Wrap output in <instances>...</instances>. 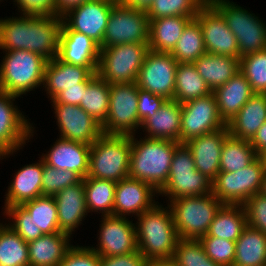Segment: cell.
<instances>
[{"label":"cell","instance_id":"obj_1","mask_svg":"<svg viewBox=\"0 0 266 266\" xmlns=\"http://www.w3.org/2000/svg\"><path fill=\"white\" fill-rule=\"evenodd\" d=\"M19 16L0 19V50H27L47 60L57 57L62 17Z\"/></svg>","mask_w":266,"mask_h":266},{"label":"cell","instance_id":"obj_2","mask_svg":"<svg viewBox=\"0 0 266 266\" xmlns=\"http://www.w3.org/2000/svg\"><path fill=\"white\" fill-rule=\"evenodd\" d=\"M136 219L138 220L135 223L138 251L147 261L171 259L180 239L171 208L169 206L164 208L156 203Z\"/></svg>","mask_w":266,"mask_h":266},{"label":"cell","instance_id":"obj_3","mask_svg":"<svg viewBox=\"0 0 266 266\" xmlns=\"http://www.w3.org/2000/svg\"><path fill=\"white\" fill-rule=\"evenodd\" d=\"M177 141L131 136L129 177L151 184L159 191L167 182Z\"/></svg>","mask_w":266,"mask_h":266},{"label":"cell","instance_id":"obj_4","mask_svg":"<svg viewBox=\"0 0 266 266\" xmlns=\"http://www.w3.org/2000/svg\"><path fill=\"white\" fill-rule=\"evenodd\" d=\"M0 64V89L10 95L23 94L43 85L47 59L27 50L3 51Z\"/></svg>","mask_w":266,"mask_h":266},{"label":"cell","instance_id":"obj_5","mask_svg":"<svg viewBox=\"0 0 266 266\" xmlns=\"http://www.w3.org/2000/svg\"><path fill=\"white\" fill-rule=\"evenodd\" d=\"M131 136L102 134L91 146L87 176L119 182L129 177Z\"/></svg>","mask_w":266,"mask_h":266},{"label":"cell","instance_id":"obj_6","mask_svg":"<svg viewBox=\"0 0 266 266\" xmlns=\"http://www.w3.org/2000/svg\"><path fill=\"white\" fill-rule=\"evenodd\" d=\"M223 204L209 193L205 196H184L170 200L174 225L180 239L199 240L209 230L211 222Z\"/></svg>","mask_w":266,"mask_h":266},{"label":"cell","instance_id":"obj_7","mask_svg":"<svg viewBox=\"0 0 266 266\" xmlns=\"http://www.w3.org/2000/svg\"><path fill=\"white\" fill-rule=\"evenodd\" d=\"M158 193L168 197L167 201L212 193V180L196 170L191 150L185 143L176 146L167 182Z\"/></svg>","mask_w":266,"mask_h":266},{"label":"cell","instance_id":"obj_8","mask_svg":"<svg viewBox=\"0 0 266 266\" xmlns=\"http://www.w3.org/2000/svg\"><path fill=\"white\" fill-rule=\"evenodd\" d=\"M237 38L240 58L266 49V24L254 13L230 0H208Z\"/></svg>","mask_w":266,"mask_h":266},{"label":"cell","instance_id":"obj_9","mask_svg":"<svg viewBox=\"0 0 266 266\" xmlns=\"http://www.w3.org/2000/svg\"><path fill=\"white\" fill-rule=\"evenodd\" d=\"M148 51V43L101 48L97 74L109 84L136 82Z\"/></svg>","mask_w":266,"mask_h":266},{"label":"cell","instance_id":"obj_10","mask_svg":"<svg viewBox=\"0 0 266 266\" xmlns=\"http://www.w3.org/2000/svg\"><path fill=\"white\" fill-rule=\"evenodd\" d=\"M266 167L258 156L247 167L235 172H219L212 181V193L222 203L243 205L261 189Z\"/></svg>","mask_w":266,"mask_h":266},{"label":"cell","instance_id":"obj_11","mask_svg":"<svg viewBox=\"0 0 266 266\" xmlns=\"http://www.w3.org/2000/svg\"><path fill=\"white\" fill-rule=\"evenodd\" d=\"M138 90L136 82L110 84L109 110L101 125L104 134L136 135L135 131L141 128L137 112Z\"/></svg>","mask_w":266,"mask_h":266},{"label":"cell","instance_id":"obj_12","mask_svg":"<svg viewBox=\"0 0 266 266\" xmlns=\"http://www.w3.org/2000/svg\"><path fill=\"white\" fill-rule=\"evenodd\" d=\"M149 18L146 10L131 8L119 0L113 5L99 48L124 43H148Z\"/></svg>","mask_w":266,"mask_h":266},{"label":"cell","instance_id":"obj_13","mask_svg":"<svg viewBox=\"0 0 266 266\" xmlns=\"http://www.w3.org/2000/svg\"><path fill=\"white\" fill-rule=\"evenodd\" d=\"M225 127L213 93L182 104L180 143Z\"/></svg>","mask_w":266,"mask_h":266},{"label":"cell","instance_id":"obj_14","mask_svg":"<svg viewBox=\"0 0 266 266\" xmlns=\"http://www.w3.org/2000/svg\"><path fill=\"white\" fill-rule=\"evenodd\" d=\"M177 65L178 62L170 53L149 50L138 74V88L172 100Z\"/></svg>","mask_w":266,"mask_h":266},{"label":"cell","instance_id":"obj_15","mask_svg":"<svg viewBox=\"0 0 266 266\" xmlns=\"http://www.w3.org/2000/svg\"><path fill=\"white\" fill-rule=\"evenodd\" d=\"M17 98L0 89V151L5 158L23 148L35 132L33 124L14 104Z\"/></svg>","mask_w":266,"mask_h":266},{"label":"cell","instance_id":"obj_16","mask_svg":"<svg viewBox=\"0 0 266 266\" xmlns=\"http://www.w3.org/2000/svg\"><path fill=\"white\" fill-rule=\"evenodd\" d=\"M118 0H89L68 10L61 17L70 29L90 37L99 46L106 31L113 5Z\"/></svg>","mask_w":266,"mask_h":266},{"label":"cell","instance_id":"obj_17","mask_svg":"<svg viewBox=\"0 0 266 266\" xmlns=\"http://www.w3.org/2000/svg\"><path fill=\"white\" fill-rule=\"evenodd\" d=\"M195 19L201 26L206 52L240 59L237 38L209 1L199 9Z\"/></svg>","mask_w":266,"mask_h":266},{"label":"cell","instance_id":"obj_18","mask_svg":"<svg viewBox=\"0 0 266 266\" xmlns=\"http://www.w3.org/2000/svg\"><path fill=\"white\" fill-rule=\"evenodd\" d=\"M98 247L91 248L100 256H117L138 250L135 223L129 218L101 216Z\"/></svg>","mask_w":266,"mask_h":266},{"label":"cell","instance_id":"obj_19","mask_svg":"<svg viewBox=\"0 0 266 266\" xmlns=\"http://www.w3.org/2000/svg\"><path fill=\"white\" fill-rule=\"evenodd\" d=\"M60 137L92 145L102 134L101 124L80 106L52 103Z\"/></svg>","mask_w":266,"mask_h":266},{"label":"cell","instance_id":"obj_20","mask_svg":"<svg viewBox=\"0 0 266 266\" xmlns=\"http://www.w3.org/2000/svg\"><path fill=\"white\" fill-rule=\"evenodd\" d=\"M158 194L147 182L131 177L124 178L116 184L113 215L127 217L136 214L137 217L158 203L153 198Z\"/></svg>","mask_w":266,"mask_h":266},{"label":"cell","instance_id":"obj_21","mask_svg":"<svg viewBox=\"0 0 266 266\" xmlns=\"http://www.w3.org/2000/svg\"><path fill=\"white\" fill-rule=\"evenodd\" d=\"M100 48L85 34L70 30L62 23L57 58L64 63L98 67Z\"/></svg>","mask_w":266,"mask_h":266},{"label":"cell","instance_id":"obj_22","mask_svg":"<svg viewBox=\"0 0 266 266\" xmlns=\"http://www.w3.org/2000/svg\"><path fill=\"white\" fill-rule=\"evenodd\" d=\"M228 135V128L225 127L195 137L185 143L191 150L196 170L212 181L220 172L221 150Z\"/></svg>","mask_w":266,"mask_h":266},{"label":"cell","instance_id":"obj_23","mask_svg":"<svg viewBox=\"0 0 266 266\" xmlns=\"http://www.w3.org/2000/svg\"><path fill=\"white\" fill-rule=\"evenodd\" d=\"M46 154L41 158L50 167L71 170L82 179L89 171L90 145L70 141L59 137Z\"/></svg>","mask_w":266,"mask_h":266},{"label":"cell","instance_id":"obj_24","mask_svg":"<svg viewBox=\"0 0 266 266\" xmlns=\"http://www.w3.org/2000/svg\"><path fill=\"white\" fill-rule=\"evenodd\" d=\"M97 69L98 67L71 65L55 57L47 61L42 86L47 91L48 98L53 100L66 88L80 87V83L86 81L93 73H97Z\"/></svg>","mask_w":266,"mask_h":266},{"label":"cell","instance_id":"obj_25","mask_svg":"<svg viewBox=\"0 0 266 266\" xmlns=\"http://www.w3.org/2000/svg\"><path fill=\"white\" fill-rule=\"evenodd\" d=\"M58 213V223L61 232L72 235V232L82 224L88 215L85 186L82 179L75 185L60 190L55 196Z\"/></svg>","mask_w":266,"mask_h":266},{"label":"cell","instance_id":"obj_26","mask_svg":"<svg viewBox=\"0 0 266 266\" xmlns=\"http://www.w3.org/2000/svg\"><path fill=\"white\" fill-rule=\"evenodd\" d=\"M38 162L27 164L15 172L5 195L4 209L42 196L44 160L40 158Z\"/></svg>","mask_w":266,"mask_h":266},{"label":"cell","instance_id":"obj_27","mask_svg":"<svg viewBox=\"0 0 266 266\" xmlns=\"http://www.w3.org/2000/svg\"><path fill=\"white\" fill-rule=\"evenodd\" d=\"M266 122V94L254 93L238 113L227 123L229 135L251 141Z\"/></svg>","mask_w":266,"mask_h":266},{"label":"cell","instance_id":"obj_28","mask_svg":"<svg viewBox=\"0 0 266 266\" xmlns=\"http://www.w3.org/2000/svg\"><path fill=\"white\" fill-rule=\"evenodd\" d=\"M71 235L64 232L43 234L28 244L30 266H59L68 250Z\"/></svg>","mask_w":266,"mask_h":266},{"label":"cell","instance_id":"obj_29","mask_svg":"<svg viewBox=\"0 0 266 266\" xmlns=\"http://www.w3.org/2000/svg\"><path fill=\"white\" fill-rule=\"evenodd\" d=\"M181 112V103L174 99L166 100L161 108L141 125L143 132L147 133L144 137L180 143Z\"/></svg>","mask_w":266,"mask_h":266},{"label":"cell","instance_id":"obj_30","mask_svg":"<svg viewBox=\"0 0 266 266\" xmlns=\"http://www.w3.org/2000/svg\"><path fill=\"white\" fill-rule=\"evenodd\" d=\"M222 120L227 124L254 94L246 77L238 71L213 92Z\"/></svg>","mask_w":266,"mask_h":266},{"label":"cell","instance_id":"obj_31","mask_svg":"<svg viewBox=\"0 0 266 266\" xmlns=\"http://www.w3.org/2000/svg\"><path fill=\"white\" fill-rule=\"evenodd\" d=\"M193 64L212 92L227 83L240 70L239 58L208 52Z\"/></svg>","mask_w":266,"mask_h":266},{"label":"cell","instance_id":"obj_32","mask_svg":"<svg viewBox=\"0 0 266 266\" xmlns=\"http://www.w3.org/2000/svg\"><path fill=\"white\" fill-rule=\"evenodd\" d=\"M194 17L171 16L149 20V50L170 53Z\"/></svg>","mask_w":266,"mask_h":266},{"label":"cell","instance_id":"obj_33","mask_svg":"<svg viewBox=\"0 0 266 266\" xmlns=\"http://www.w3.org/2000/svg\"><path fill=\"white\" fill-rule=\"evenodd\" d=\"M233 266H266V234L247 224L235 241Z\"/></svg>","mask_w":266,"mask_h":266},{"label":"cell","instance_id":"obj_34","mask_svg":"<svg viewBox=\"0 0 266 266\" xmlns=\"http://www.w3.org/2000/svg\"><path fill=\"white\" fill-rule=\"evenodd\" d=\"M246 225V212L243 205L223 204L211 222L205 236L236 241Z\"/></svg>","mask_w":266,"mask_h":266},{"label":"cell","instance_id":"obj_35","mask_svg":"<svg viewBox=\"0 0 266 266\" xmlns=\"http://www.w3.org/2000/svg\"><path fill=\"white\" fill-rule=\"evenodd\" d=\"M205 80L193 63H178L173 99L181 104L211 94Z\"/></svg>","mask_w":266,"mask_h":266},{"label":"cell","instance_id":"obj_36","mask_svg":"<svg viewBox=\"0 0 266 266\" xmlns=\"http://www.w3.org/2000/svg\"><path fill=\"white\" fill-rule=\"evenodd\" d=\"M85 200L87 211L113 215L115 188L117 182L105 179L85 177Z\"/></svg>","mask_w":266,"mask_h":266},{"label":"cell","instance_id":"obj_37","mask_svg":"<svg viewBox=\"0 0 266 266\" xmlns=\"http://www.w3.org/2000/svg\"><path fill=\"white\" fill-rule=\"evenodd\" d=\"M110 84L96 74L86 85L80 107L101 125L109 110Z\"/></svg>","mask_w":266,"mask_h":266},{"label":"cell","instance_id":"obj_38","mask_svg":"<svg viewBox=\"0 0 266 266\" xmlns=\"http://www.w3.org/2000/svg\"><path fill=\"white\" fill-rule=\"evenodd\" d=\"M258 155L250 141L228 135L220 158V172H235L250 165Z\"/></svg>","mask_w":266,"mask_h":266},{"label":"cell","instance_id":"obj_39","mask_svg":"<svg viewBox=\"0 0 266 266\" xmlns=\"http://www.w3.org/2000/svg\"><path fill=\"white\" fill-rule=\"evenodd\" d=\"M206 53L201 26L194 18L186 25L170 54L178 63L188 64Z\"/></svg>","mask_w":266,"mask_h":266},{"label":"cell","instance_id":"obj_40","mask_svg":"<svg viewBox=\"0 0 266 266\" xmlns=\"http://www.w3.org/2000/svg\"><path fill=\"white\" fill-rule=\"evenodd\" d=\"M0 266H30L28 244L6 223L0 226Z\"/></svg>","mask_w":266,"mask_h":266},{"label":"cell","instance_id":"obj_41","mask_svg":"<svg viewBox=\"0 0 266 266\" xmlns=\"http://www.w3.org/2000/svg\"><path fill=\"white\" fill-rule=\"evenodd\" d=\"M33 217L37 228L43 234L61 232L58 223L57 206L54 196H40L21 204Z\"/></svg>","mask_w":266,"mask_h":266},{"label":"cell","instance_id":"obj_42","mask_svg":"<svg viewBox=\"0 0 266 266\" xmlns=\"http://www.w3.org/2000/svg\"><path fill=\"white\" fill-rule=\"evenodd\" d=\"M208 0H153L146 10L149 20L171 16L196 17Z\"/></svg>","mask_w":266,"mask_h":266},{"label":"cell","instance_id":"obj_43","mask_svg":"<svg viewBox=\"0 0 266 266\" xmlns=\"http://www.w3.org/2000/svg\"><path fill=\"white\" fill-rule=\"evenodd\" d=\"M171 259L176 266H219L195 239H179Z\"/></svg>","mask_w":266,"mask_h":266},{"label":"cell","instance_id":"obj_44","mask_svg":"<svg viewBox=\"0 0 266 266\" xmlns=\"http://www.w3.org/2000/svg\"><path fill=\"white\" fill-rule=\"evenodd\" d=\"M254 93L266 94V49L240 58L239 70Z\"/></svg>","mask_w":266,"mask_h":266},{"label":"cell","instance_id":"obj_45","mask_svg":"<svg viewBox=\"0 0 266 266\" xmlns=\"http://www.w3.org/2000/svg\"><path fill=\"white\" fill-rule=\"evenodd\" d=\"M12 223L9 225L26 243L40 238L43 233L37 228L33 217L22 205H13L4 209ZM12 218V219H11ZM14 220V221H13Z\"/></svg>","mask_w":266,"mask_h":266},{"label":"cell","instance_id":"obj_46","mask_svg":"<svg viewBox=\"0 0 266 266\" xmlns=\"http://www.w3.org/2000/svg\"><path fill=\"white\" fill-rule=\"evenodd\" d=\"M82 178L71 170L57 169L44 162L42 172V195L55 196L60 190L75 185Z\"/></svg>","mask_w":266,"mask_h":266},{"label":"cell","instance_id":"obj_47","mask_svg":"<svg viewBox=\"0 0 266 266\" xmlns=\"http://www.w3.org/2000/svg\"><path fill=\"white\" fill-rule=\"evenodd\" d=\"M199 241L205 253L219 266H233L235 259V241L215 236H203Z\"/></svg>","mask_w":266,"mask_h":266},{"label":"cell","instance_id":"obj_48","mask_svg":"<svg viewBox=\"0 0 266 266\" xmlns=\"http://www.w3.org/2000/svg\"><path fill=\"white\" fill-rule=\"evenodd\" d=\"M247 224L266 234V197L260 193L253 195L244 204Z\"/></svg>","mask_w":266,"mask_h":266},{"label":"cell","instance_id":"obj_49","mask_svg":"<svg viewBox=\"0 0 266 266\" xmlns=\"http://www.w3.org/2000/svg\"><path fill=\"white\" fill-rule=\"evenodd\" d=\"M59 266H100V255L90 246H72Z\"/></svg>","mask_w":266,"mask_h":266},{"label":"cell","instance_id":"obj_50","mask_svg":"<svg viewBox=\"0 0 266 266\" xmlns=\"http://www.w3.org/2000/svg\"><path fill=\"white\" fill-rule=\"evenodd\" d=\"M22 15L57 16L55 0H13Z\"/></svg>","mask_w":266,"mask_h":266},{"label":"cell","instance_id":"obj_51","mask_svg":"<svg viewBox=\"0 0 266 266\" xmlns=\"http://www.w3.org/2000/svg\"><path fill=\"white\" fill-rule=\"evenodd\" d=\"M166 99L159 95H154L151 92L138 90V117L141 125L149 118L152 117L164 104Z\"/></svg>","mask_w":266,"mask_h":266},{"label":"cell","instance_id":"obj_52","mask_svg":"<svg viewBox=\"0 0 266 266\" xmlns=\"http://www.w3.org/2000/svg\"><path fill=\"white\" fill-rule=\"evenodd\" d=\"M146 262L138 250L117 256H100V266H146Z\"/></svg>","mask_w":266,"mask_h":266},{"label":"cell","instance_id":"obj_53","mask_svg":"<svg viewBox=\"0 0 266 266\" xmlns=\"http://www.w3.org/2000/svg\"><path fill=\"white\" fill-rule=\"evenodd\" d=\"M93 73L86 81L80 83V87L66 88L60 92L51 103H65L70 105L79 106L82 100L83 92L86 89V85L96 75Z\"/></svg>","mask_w":266,"mask_h":266},{"label":"cell","instance_id":"obj_54","mask_svg":"<svg viewBox=\"0 0 266 266\" xmlns=\"http://www.w3.org/2000/svg\"><path fill=\"white\" fill-rule=\"evenodd\" d=\"M250 143L258 156L266 150V122L258 129Z\"/></svg>","mask_w":266,"mask_h":266},{"label":"cell","instance_id":"obj_55","mask_svg":"<svg viewBox=\"0 0 266 266\" xmlns=\"http://www.w3.org/2000/svg\"><path fill=\"white\" fill-rule=\"evenodd\" d=\"M89 0H55L57 16H62L68 10L80 5Z\"/></svg>","mask_w":266,"mask_h":266},{"label":"cell","instance_id":"obj_56","mask_svg":"<svg viewBox=\"0 0 266 266\" xmlns=\"http://www.w3.org/2000/svg\"><path fill=\"white\" fill-rule=\"evenodd\" d=\"M119 1L126 6L140 10H147L153 2V0H119Z\"/></svg>","mask_w":266,"mask_h":266},{"label":"cell","instance_id":"obj_57","mask_svg":"<svg viewBox=\"0 0 266 266\" xmlns=\"http://www.w3.org/2000/svg\"><path fill=\"white\" fill-rule=\"evenodd\" d=\"M146 266H176L172 259L148 260Z\"/></svg>","mask_w":266,"mask_h":266},{"label":"cell","instance_id":"obj_58","mask_svg":"<svg viewBox=\"0 0 266 266\" xmlns=\"http://www.w3.org/2000/svg\"><path fill=\"white\" fill-rule=\"evenodd\" d=\"M259 193L262 196L266 197V169H265L264 174H263V181H262V185H261V189H260Z\"/></svg>","mask_w":266,"mask_h":266},{"label":"cell","instance_id":"obj_59","mask_svg":"<svg viewBox=\"0 0 266 266\" xmlns=\"http://www.w3.org/2000/svg\"><path fill=\"white\" fill-rule=\"evenodd\" d=\"M260 157L262 158L263 163H264V165L266 167V150L260 155Z\"/></svg>","mask_w":266,"mask_h":266},{"label":"cell","instance_id":"obj_60","mask_svg":"<svg viewBox=\"0 0 266 266\" xmlns=\"http://www.w3.org/2000/svg\"><path fill=\"white\" fill-rule=\"evenodd\" d=\"M0 159L2 160V159H4L3 158V153L0 151Z\"/></svg>","mask_w":266,"mask_h":266}]
</instances>
